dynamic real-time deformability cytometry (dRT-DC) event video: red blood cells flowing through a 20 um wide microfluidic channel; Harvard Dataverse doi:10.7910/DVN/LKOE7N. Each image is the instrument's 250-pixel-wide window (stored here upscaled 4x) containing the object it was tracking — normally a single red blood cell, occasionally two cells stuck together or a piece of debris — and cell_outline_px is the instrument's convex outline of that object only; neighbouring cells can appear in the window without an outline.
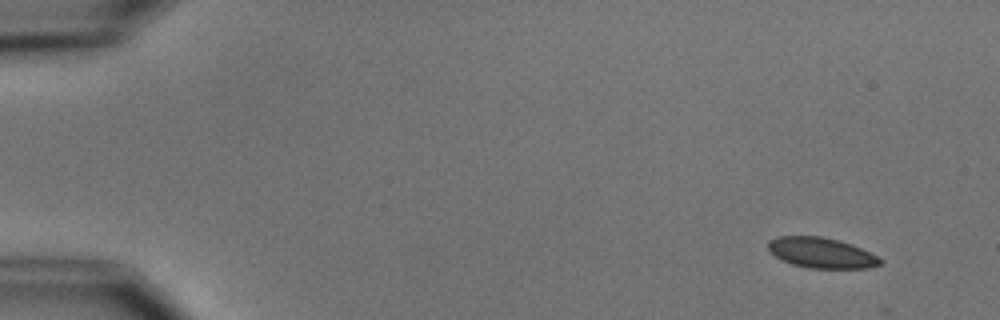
{"species": "common noctule bat (a hibernating species)", "species_latin": "Nyctalus noctula", "temperature_condition": "cold", "stored_images_in_passage": 3, "camera_frame_rate_fps": 3000, "um_per_image_px": 0.085, "animal": {"sex": "male", "body_mass_g": 15.6}, "frame": {"image": 1, "passage_image": 1, "time_ms": 0.0, "image_size_px": [1000, 320], "cell_outline_px": [[884, 260], [880, 264], [868, 268], [808, 268], [792, 264], [776, 256], [768, 248], [768, 240], [776, 236], [820, 236], [840, 240], [852, 244]], "centroid_in_image_um": [69.81, 21.48], "position_along_channel_um": 15.2, "area_um2": 19.77}}